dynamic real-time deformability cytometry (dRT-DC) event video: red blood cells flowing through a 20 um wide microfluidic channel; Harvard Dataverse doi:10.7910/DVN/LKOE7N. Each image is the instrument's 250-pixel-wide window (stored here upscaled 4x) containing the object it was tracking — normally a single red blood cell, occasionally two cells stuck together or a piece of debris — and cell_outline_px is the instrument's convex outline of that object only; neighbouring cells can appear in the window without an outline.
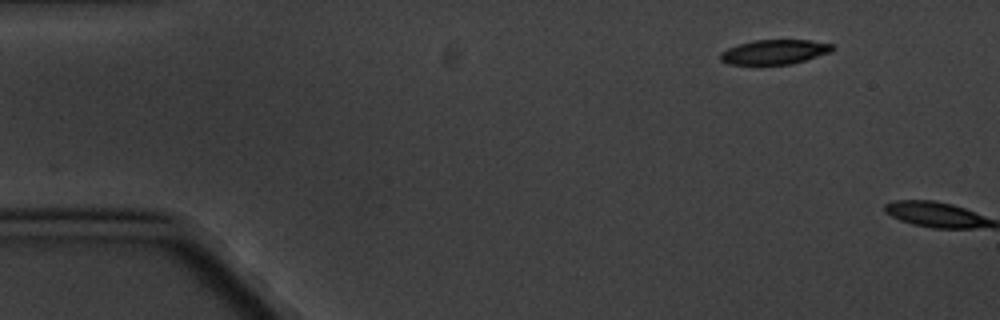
{"species": "common noctule bat (a hibernating species)", "species_latin": "Nyctalus noctula", "temperature_condition": "cold", "stored_images_in_passage": 2, "camera_frame_rate_fps": 3000, "um_per_image_px": 0.085, "animal": {"sex": "male", "body_mass_g": 20.1, "forearm_length_mm": 53.5}, "frame": {"image": 1, "passage_image": 1, "time_ms": 0.0, "image_size_px": [1000, 320], "cell_outline_px": [[836, 48], [832, 52], [792, 64], [728, 64], [720, 60], [720, 52], [728, 48], [752, 40], [808, 40], [832, 44]], "centroid_in_image_um": [65.85, 4.41], "position_along_channel_um": 19.1, "area_um2": 16.07}}